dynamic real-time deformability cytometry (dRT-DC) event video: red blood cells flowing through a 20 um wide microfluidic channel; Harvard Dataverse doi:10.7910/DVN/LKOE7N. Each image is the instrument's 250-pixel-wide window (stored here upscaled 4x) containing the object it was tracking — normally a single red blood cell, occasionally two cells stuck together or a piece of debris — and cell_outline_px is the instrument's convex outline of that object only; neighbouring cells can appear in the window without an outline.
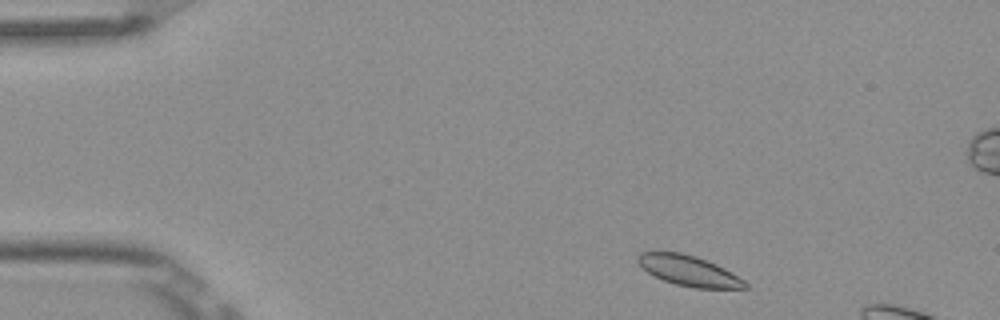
{"species": "Egyptian fruit bat (a non-hibernating species)", "species_latin": "Rousettus aegyptiacus", "temperature_condition": "room temperature", "stored_images_in_passage": 4, "camera_frame_rate_fps": 3000, "um_per_image_px": 0.085, "frame": {"image": 1, "passage_image": 1, "time_ms": 0.0, "image_size_px": [1000, 320], "cell_outline_px": [[748, 288], [696, 288], [676, 284], [664, 280], [648, 272], [636, 260], [636, 256], [640, 252], [680, 252], [696, 256], [716, 264], [724, 268], [744, 280], [748, 284]], "centroid_in_image_um": [58.55, 23.0], "position_along_channel_um": 26.4, "area_um2": 18.73}}